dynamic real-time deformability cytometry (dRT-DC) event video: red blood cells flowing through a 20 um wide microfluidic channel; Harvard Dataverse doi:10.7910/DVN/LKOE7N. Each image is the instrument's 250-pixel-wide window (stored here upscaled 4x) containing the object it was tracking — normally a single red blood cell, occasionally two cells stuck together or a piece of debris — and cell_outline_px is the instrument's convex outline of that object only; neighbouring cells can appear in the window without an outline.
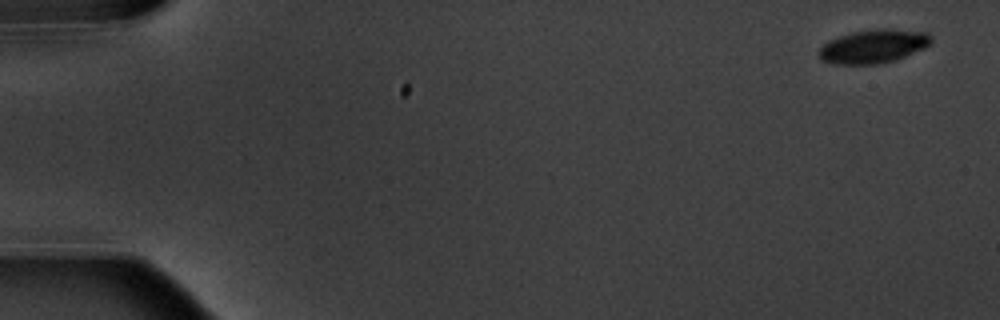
{"species": "common noctule bat (a hibernating species)", "species_latin": "Nyctalus noctula", "temperature_condition": "warm", "stored_images_in_passage": 5, "camera_frame_rate_fps": 3000, "um_per_image_px": 0.085, "animal": {"sex": "male", "body_mass_g": 20.1, "forearm_length_mm": 53.5}, "frame": {"image": 1, "passage_image": 1, "time_ms": 0.0, "image_size_px": [1000, 320], "cell_outline_px": [[932, 40], [924, 48], [896, 60], [880, 64], [832, 64], [820, 60], [816, 52], [828, 40], [852, 32], [880, 28], [888, 28], [928, 32], [932, 36]], "centroid_in_image_um": [74.22, 3.94], "position_along_channel_um": 10.8, "area_um2": 22.25}}
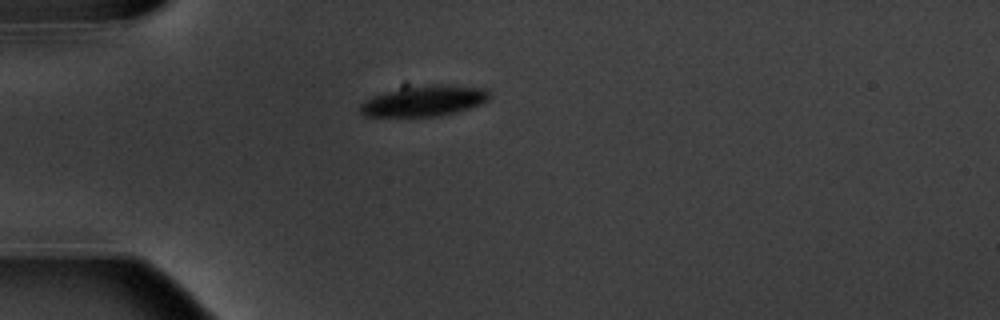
{"frame": {"image": 2, "passage_image": 5, "time_ms": 4.667, "image_size_px": [1000, 320], "cell_outline_px": [[492, 96], [484, 104], [456, 112], [440, 116], [364, 116], [360, 112], [360, 104], [364, 100], [372, 96], [400, 84], [444, 84], [484, 88]], "centroid_in_image_um": [36.02, 8.53], "position_along_channel_um": 49.0, "area_um2": 24.1}}